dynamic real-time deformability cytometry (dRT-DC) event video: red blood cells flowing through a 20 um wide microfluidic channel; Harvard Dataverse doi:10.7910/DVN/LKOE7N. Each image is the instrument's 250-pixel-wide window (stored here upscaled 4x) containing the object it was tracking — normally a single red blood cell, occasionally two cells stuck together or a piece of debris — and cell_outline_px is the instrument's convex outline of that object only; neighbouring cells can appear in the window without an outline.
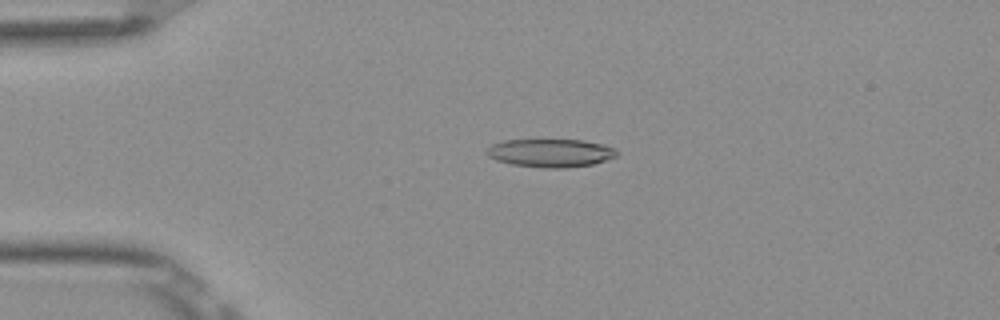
{"species": "Egyptian fruit bat (a non-hibernating species)", "species_latin": "Rousettus aegyptiacus", "temperature_condition": "room temperature", "stored_images_in_passage": 52, "camera_frame_rate_fps": 3000, "um_per_image_px": 0.085, "frame": {"image": 1, "passage_image": 12, "time_ms": 3.667, "image_size_px": [1000, 320], "cell_outline_px": [[620, 152], [616, 156], [592, 164], [564, 168], [544, 168], [512, 164], [496, 160], [488, 156], [484, 152], [492, 144], [504, 140], [584, 140], [604, 144], [616, 148]], "centroid_in_image_um": [46.81, 12.99], "position_along_channel_um": 38.2, "area_um2": 21.44}}
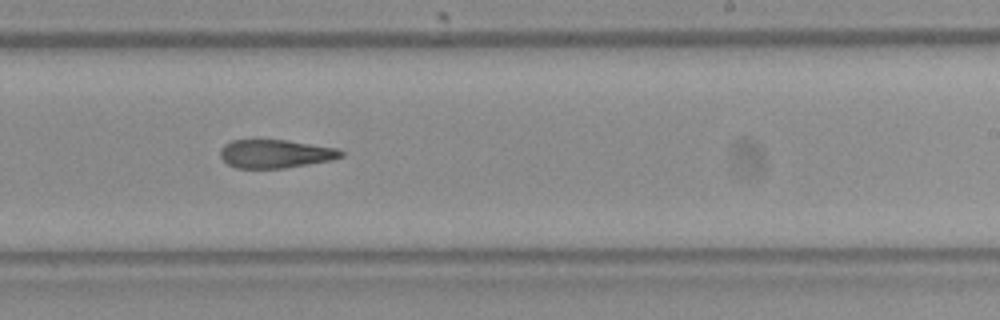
{"frame": {"image": 2, "passage_image": 32, "time_ms": 10.333, "image_size_px": [1000, 320], "cell_outline_px": [[344, 156], [332, 160], [284, 168], [236, 168], [228, 164], [220, 156], [220, 148], [224, 144], [232, 140], [288, 140], [340, 148], [344, 152]], "centroid_in_image_um": [23.44, 13.06], "position_along_channel_um": 265.6, "area_um2": 20.17}}
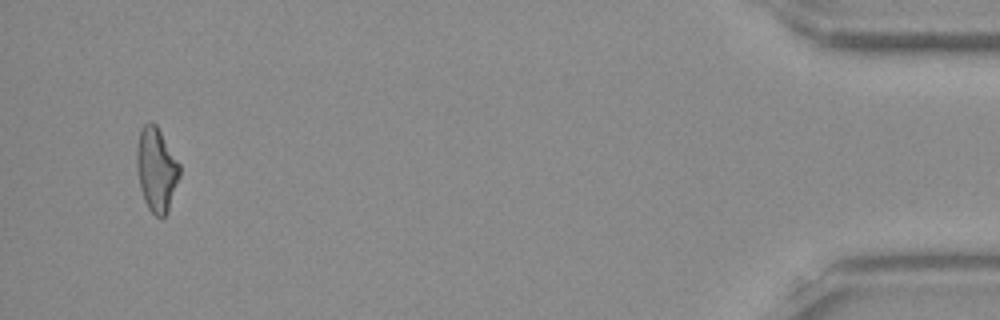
{"frame": {"image": 3, "passage_image": 50, "time_ms": 16.333, "image_size_px": [1000, 320], "cell_outline_px": [[180, 176], [168, 212], [160, 220], [148, 208], [144, 200], [140, 188], [136, 168], [136, 148], [140, 128], [144, 124], [152, 120], [156, 124], [180, 164]], "centroid_in_image_um": [13.29, 14.41], "position_along_channel_um": 421.9, "area_um2": 21.33}, "authors_computed_cell_mechanics": {"area_um2": 21.3282, "velocity_mm_per_s": 3.9152, "shape_relaxation_time_tau1_ms": 7.131, "shape_relaxation_time_tau2_ms": 3.9663, "deformation_change_tau1": 0.2072, "deformation_change_tau2": 0.1578}}